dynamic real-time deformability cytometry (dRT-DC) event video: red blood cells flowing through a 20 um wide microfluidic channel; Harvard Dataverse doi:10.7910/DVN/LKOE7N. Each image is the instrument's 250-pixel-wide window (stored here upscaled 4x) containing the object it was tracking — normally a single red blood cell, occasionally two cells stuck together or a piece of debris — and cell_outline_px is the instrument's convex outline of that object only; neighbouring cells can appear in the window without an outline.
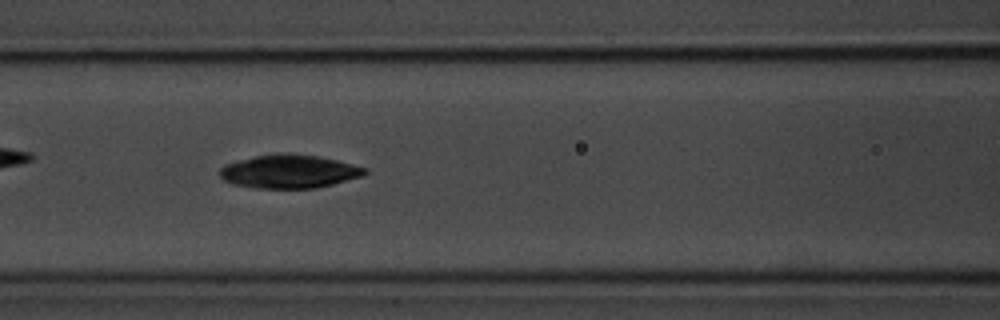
{"species": "common noctule bat (a hibernating species)", "species_latin": "Nyctalus noctula", "temperature_condition": "room temperature", "stored_images_in_passage": 10, "camera_frame_rate_fps": 3000, "um_per_image_px": 0.085, "animal": {"sex": "male", "body_mass_g": 20.1, "forearm_length_mm": 53.5}, "frame": {"image": 1, "passage_image": 5, "time_ms": 4.333, "image_size_px": [1000, 320], "cell_outline_px": [[368, 172], [364, 176], [316, 188], [256, 188], [232, 184], [224, 180], [220, 176], [220, 168], [224, 164], [256, 156], [276, 152], [316, 156], [336, 160], [368, 168]], "centroid_in_image_um": [24.58, 14.57], "position_along_channel_um": 142.0, "area_um2": 28.26}}
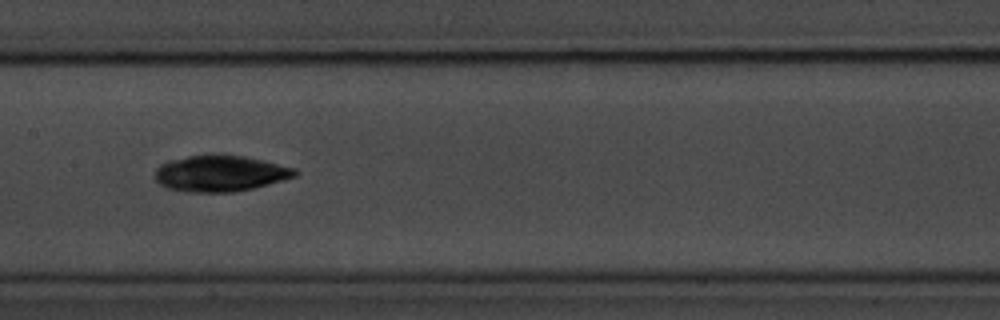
{"frame": {"image": 2, "passage_image": 6, "time_ms": 5.667, "image_size_px": [1000, 320], "cell_outline_px": [[296, 176], [284, 180], [236, 192], [188, 192], [168, 188], [160, 184], [156, 180], [156, 168], [160, 164], [168, 160], [188, 156], [244, 156], [264, 160], [296, 168]], "centroid_in_image_um": [18.72, 14.75], "position_along_channel_um": 188.7, "area_um2": 29.13}}